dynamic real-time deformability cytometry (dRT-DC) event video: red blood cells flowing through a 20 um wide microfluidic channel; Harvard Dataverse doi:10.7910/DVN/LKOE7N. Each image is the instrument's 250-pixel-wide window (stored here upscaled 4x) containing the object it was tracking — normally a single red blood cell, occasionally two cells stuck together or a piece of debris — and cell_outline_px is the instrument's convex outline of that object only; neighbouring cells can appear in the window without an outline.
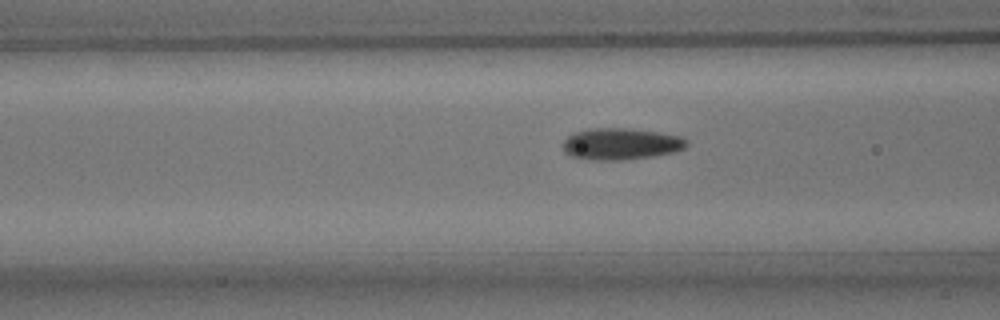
{"species": "common noctule bat (a hibernating species)", "species_latin": "Nyctalus noctula", "temperature_condition": "room temperature", "stored_images_in_passage": 37, "camera_frame_rate_fps": 3000, "um_per_image_px": 0.085, "animal": {"sex": "male", "body_mass_g": 15.6}, "frame": {"image": 1, "passage_image": 10, "time_ms": 3.0, "image_size_px": [1000, 320], "cell_outline_px": [[688, 144], [684, 148], [676, 152], [652, 156], [620, 160], [596, 160], [572, 156], [564, 152], [564, 140], [572, 132], [588, 128], [628, 128], [656, 132], [680, 136], [688, 140]], "centroid_in_image_um": [52.78, 12.22], "position_along_channel_um": 113.8, "area_um2": 22.77}}
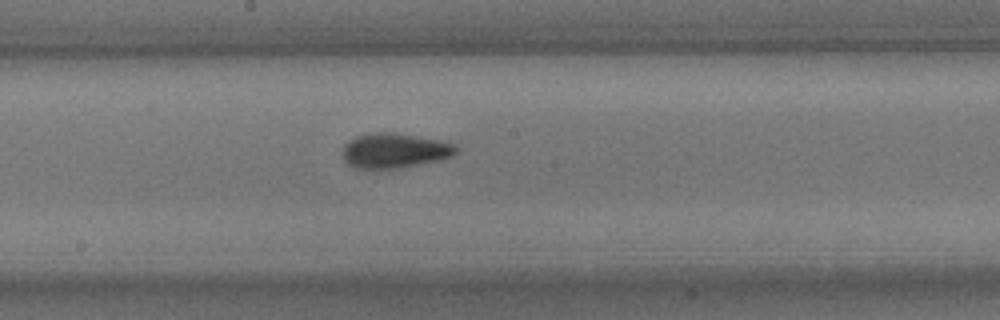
{"frame": {"image": 2, "passage_image": 18, "time_ms": 5.667, "image_size_px": [1000, 320], "cell_outline_px": [[456, 152], [452, 156], [440, 160], [396, 168], [356, 168], [348, 164], [344, 160], [344, 144], [348, 140], [356, 136], [372, 132], [392, 132], [444, 140], [456, 144]], "centroid_in_image_um": [33.55, 12.78], "position_along_channel_um": 214.6, "area_um2": 23.06}}
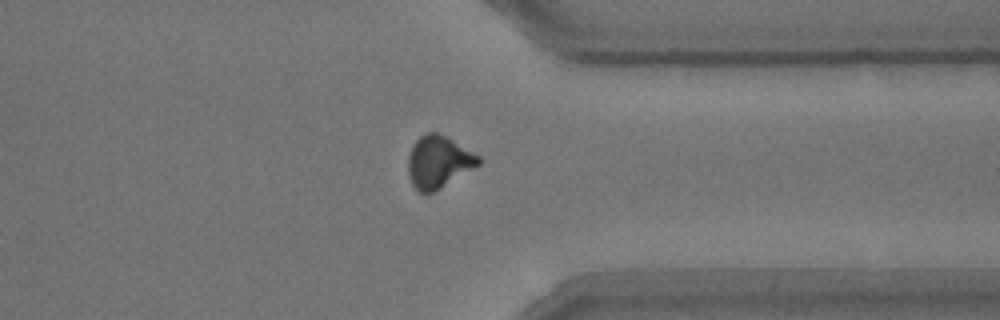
{"frame": {"image": 3, "passage_image": 31, "time_ms": 10.0, "image_size_px": [1000, 320], "cell_outline_px": [[480, 164], [440, 188], [432, 192], [420, 192], [412, 184], [408, 172], [408, 156], [412, 144], [424, 132], [436, 132], [448, 136], [480, 156]], "centroid_in_image_um": [37.26, 13.72], "position_along_channel_um": 374.1, "area_um2": 21.39}, "authors_computed_cell_mechanics": {"area_um2": 21.7906, "velocity_mm_per_s": 3.7654, "shape_relaxation_time_tau1_ms": 4.5698, "shape_relaxation_time_tau2_ms": 2.0941, "deformation_change_tau1": 0.1312, "deformation_change_tau2": 0.0816}}